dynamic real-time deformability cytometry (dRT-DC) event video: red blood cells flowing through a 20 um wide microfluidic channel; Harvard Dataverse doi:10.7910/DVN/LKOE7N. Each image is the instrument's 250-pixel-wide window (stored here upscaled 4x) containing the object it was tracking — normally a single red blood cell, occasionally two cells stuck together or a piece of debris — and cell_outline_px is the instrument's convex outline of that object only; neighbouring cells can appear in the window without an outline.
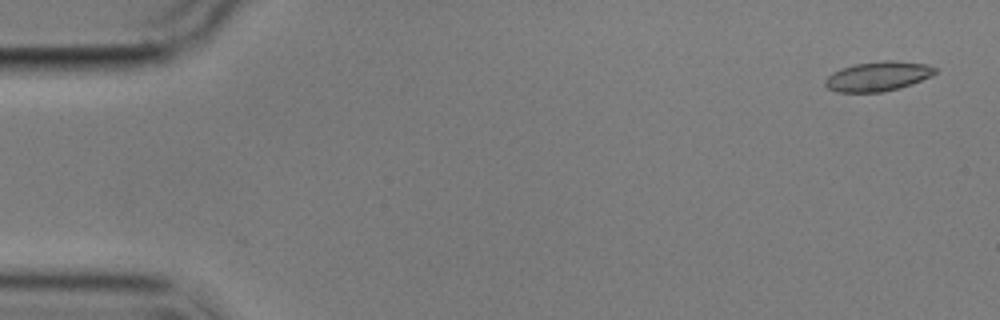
{"species": "common noctule bat (a hibernating species)", "species_latin": "Nyctalus noctula", "temperature_condition": "cold", "stored_images_in_passage": 2, "camera_frame_rate_fps": 3000, "um_per_image_px": 0.085, "animal": {"sex": "male", "body_mass_g": 17.9}, "frame": {"image": 1, "passage_image": 1, "time_ms": 0.0, "image_size_px": [1000, 320], "cell_outline_px": [[936, 72], [932, 76], [912, 84], [900, 88], [884, 92], [836, 92], [828, 88], [824, 84], [824, 80], [832, 72], [840, 68], [856, 64], [884, 60], [892, 60], [924, 64], [936, 68]], "centroid_in_image_um": [74.6, 6.49], "position_along_channel_um": 10.4, "area_um2": 19.02}}